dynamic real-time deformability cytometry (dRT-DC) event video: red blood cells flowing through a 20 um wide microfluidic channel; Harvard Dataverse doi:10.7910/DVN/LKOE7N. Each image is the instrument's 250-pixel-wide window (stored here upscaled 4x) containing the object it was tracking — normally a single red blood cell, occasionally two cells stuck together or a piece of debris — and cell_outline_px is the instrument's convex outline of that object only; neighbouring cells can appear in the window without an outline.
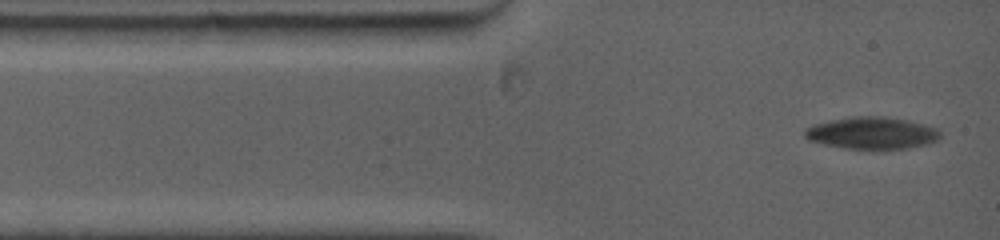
{"species": "common noctule bat (a hibernating species)", "species_latin": "Nyctalus noctula", "temperature_condition": "warm", "stored_images_in_passage": 5, "camera_frame_rate_fps": 5000, "um_per_image_px": 0.085, "animal": {"sex": "female", "body_mass_g": 19.0, "forearm_length_mm": 53.3}, "frame": {"image": 1, "passage_image": 1, "time_ms": 0.0, "image_size_px": [1000, 240], "cell_outline_px": [[940, 140], [928, 144], [908, 148], [848, 148], [824, 144], [808, 140], [804, 136], [804, 128], [828, 120], [856, 116], [880, 116], [908, 120], [924, 124], [936, 128], [940, 132]], "centroid_in_image_um": [74.12, 11.29], "position_along_channel_um": 10.9, "area_um2": 25.14}}